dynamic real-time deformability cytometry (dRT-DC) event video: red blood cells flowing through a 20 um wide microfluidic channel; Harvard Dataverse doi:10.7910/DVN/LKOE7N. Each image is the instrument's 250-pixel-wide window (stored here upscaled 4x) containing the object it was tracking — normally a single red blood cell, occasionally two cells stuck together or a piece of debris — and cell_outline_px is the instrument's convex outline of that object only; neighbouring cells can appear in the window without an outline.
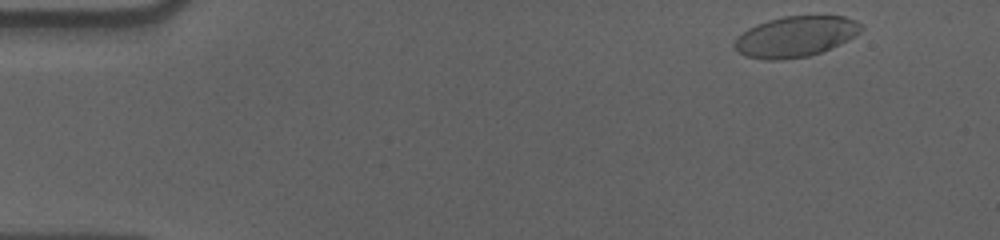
{"species": "human", "species_latin": "Homo sapiens", "temperature_condition": "cold", "stored_images_in_passage": 54, "camera_frame_rate_fps": 3000, "um_per_image_px": 0.085, "donor": {"sex": "male"}, "frame": {"image": 1, "passage_image": 2, "time_ms": 0.333, "image_size_px": [1000, 240], "cell_outline_px": [[864, 28], [860, 32], [848, 40], [820, 52], [808, 56], [776, 60], [764, 60], [744, 56], [732, 44], [748, 28], [756, 24], [768, 20], [784, 16], [844, 16], [856, 20]], "centroid_in_image_um": [67.62, 3.1], "position_along_channel_um": 17.4, "area_um2": 29.77}}
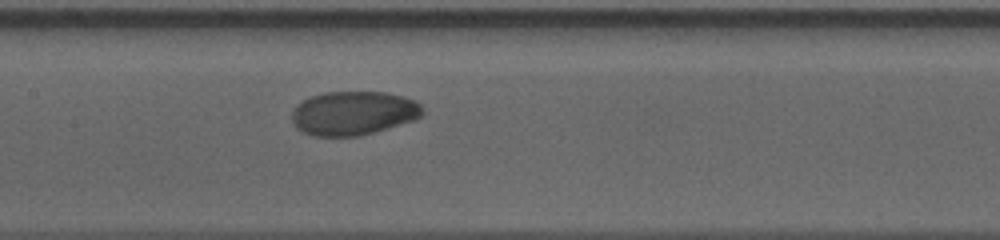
{"frame": {"image": 2, "passage_image": 25, "time_ms": 8.0, "image_size_px": [1000, 240], "cell_outline_px": [[424, 112], [416, 120], [360, 136], [312, 136], [296, 128], [292, 124], [292, 112], [296, 104], [312, 96], [324, 92], [388, 92], [416, 100], [424, 108]], "centroid_in_image_um": [30.05, 9.62], "position_along_channel_um": 177.3, "area_um2": 33.76}}
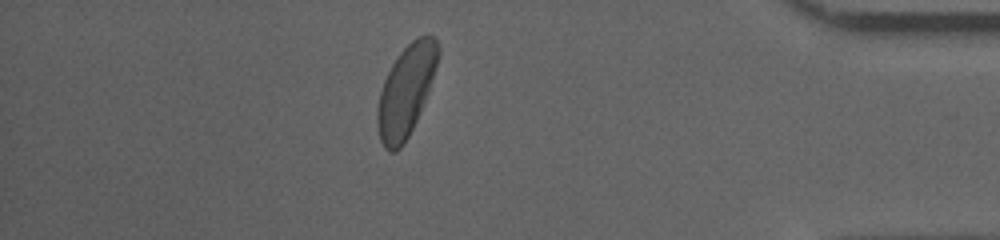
{"frame": {"image": 3, "passage_image": 47, "time_ms": 15.333, "image_size_px": [1000, 240], "cell_outline_px": [[440, 52], [428, 92], [420, 112], [404, 144], [396, 152], [388, 152], [384, 148], [380, 140], [376, 120], [376, 108], [380, 92], [384, 80], [392, 64], [400, 52], [416, 36], [432, 36], [436, 40], [440, 48]], "centroid_in_image_um": [34.49, 7.74], "position_along_channel_um": 400.7, "area_um2": 32.02}, "authors_computed_cell_mechanics": {"area_um2": 32.3102, "velocity_mm_per_s": 3.5522, "shape_relaxation_time_tau1_ms": 2.5611, "shape_relaxation_time_tau2_ms": null, "deformation_change_tau1": 0.1249, "deformation_change_tau2": null}}